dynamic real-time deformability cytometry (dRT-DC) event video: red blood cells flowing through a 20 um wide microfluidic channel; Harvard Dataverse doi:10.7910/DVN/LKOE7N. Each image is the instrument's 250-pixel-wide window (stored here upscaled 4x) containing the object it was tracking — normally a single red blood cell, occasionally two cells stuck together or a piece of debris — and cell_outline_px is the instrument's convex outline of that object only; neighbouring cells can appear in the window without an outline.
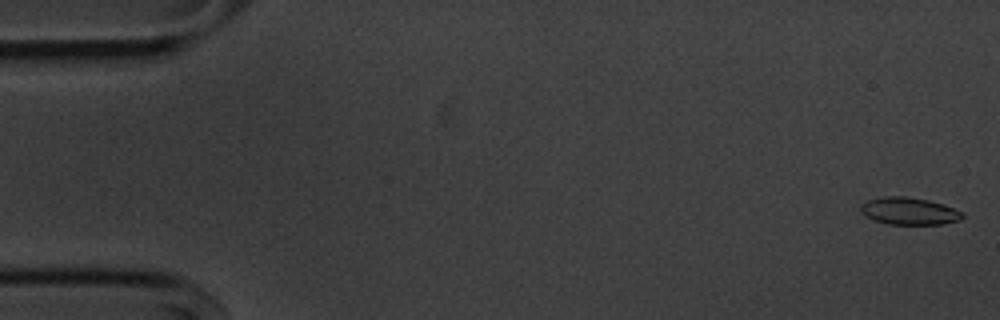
{"species": "common noctule bat (a hibernating species)", "species_latin": "Nyctalus noctula", "temperature_condition": "cold", "stored_images_in_passage": 55, "camera_frame_rate_fps": 3000, "um_per_image_px": 0.085, "animal": {"sex": "male", "body_mass_g": 20.1, "forearm_length_mm": 53.5}, "frame": {"image": 1, "passage_image": 1, "time_ms": 0.0, "image_size_px": [1000, 320], "cell_outline_px": [[964, 216], [960, 220], [944, 224], [888, 224], [876, 220], [860, 212], [860, 204], [868, 200], [884, 196], [904, 196], [928, 200], [944, 204], [964, 212]], "centroid_in_image_um": [77.31, 17.93], "position_along_channel_um": 7.7, "area_um2": 16.18}}
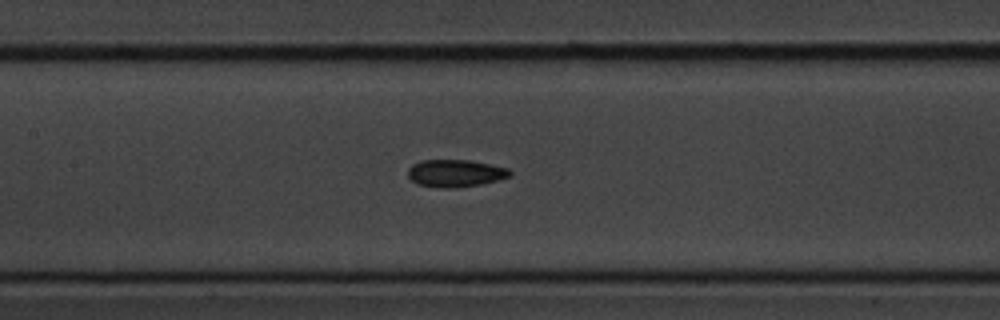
{"frame": {"image": 2, "passage_image": 25, "time_ms": 8.0, "image_size_px": [1000, 320], "cell_outline_px": [[512, 176], [480, 184], [456, 188], [436, 188], [420, 184], [412, 180], [408, 176], [408, 168], [412, 164], [420, 160], [472, 160], [508, 168], [512, 172]], "centroid_in_image_um": [38.71, 14.72], "position_along_channel_um": 168.7, "area_um2": 16.36}}
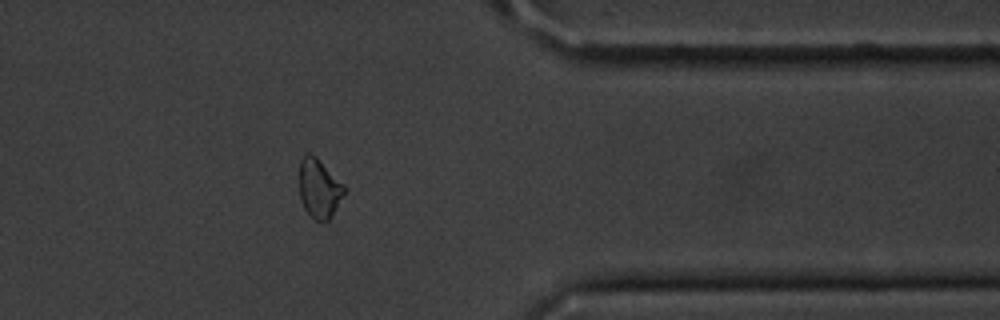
{"frame": {"image": 3, "passage_image": 44, "time_ms": 14.333, "image_size_px": [1000, 320], "cell_outline_px": [[348, 188], [332, 216], [324, 224], [320, 224], [304, 208], [300, 200], [300, 160], [308, 152], [316, 156]], "centroid_in_image_um": [27.16, 16.04], "position_along_channel_um": 384.2, "area_um2": 15.72}, "authors_computed_cell_mechanics": {"area_um2": 16.0684, "velocity_mm_per_s": 3.6325, "shape_relaxation_time_tau1_ms": 7.354, "shape_relaxation_time_tau2_ms": 3.9163, "deformation_change_tau1": 0.1253, "deformation_change_tau2": 0.1068}}